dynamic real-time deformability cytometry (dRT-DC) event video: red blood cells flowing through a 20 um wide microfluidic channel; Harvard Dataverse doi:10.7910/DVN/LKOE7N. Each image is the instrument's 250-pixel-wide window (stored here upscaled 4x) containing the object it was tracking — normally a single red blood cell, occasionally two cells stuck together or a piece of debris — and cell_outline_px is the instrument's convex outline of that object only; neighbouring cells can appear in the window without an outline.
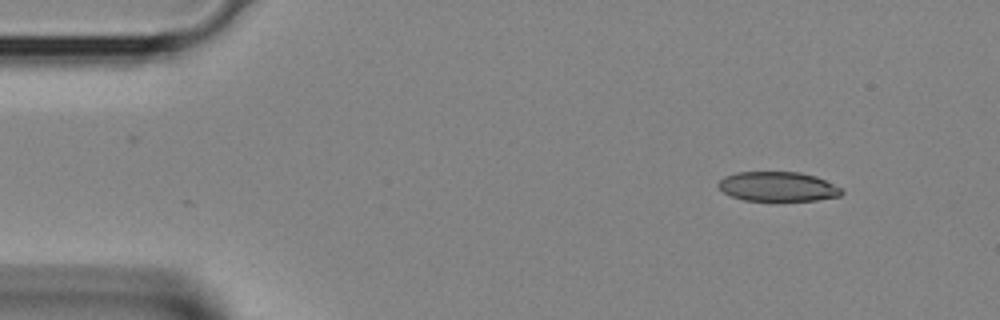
{"species": "Egyptian fruit bat (a non-hibernating species)", "species_latin": "Rousettus aegyptiacus", "temperature_condition": "room temperature", "stored_images_in_passage": 34, "camera_frame_rate_fps": 3000, "um_per_image_px": 0.085, "animal": {"sex": "female"}, "frame": {"image": 1, "passage_image": 1, "time_ms": 0.0, "image_size_px": [1000, 320], "cell_outline_px": [[844, 192], [840, 196], [816, 200], [744, 200], [732, 196], [724, 192], [716, 184], [724, 176], [736, 172], [800, 172], [816, 176], [844, 188]], "centroid_in_image_um": [66.15, 15.85], "position_along_channel_um": 18.9, "area_um2": 21.27}}
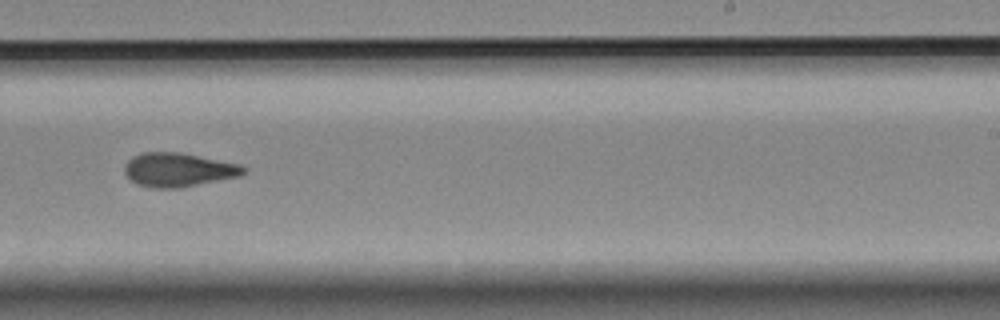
{"frame": {"image": 2, "passage_image": 20, "time_ms": 6.333, "image_size_px": [1000, 320], "cell_outline_px": [[248, 168], [240, 176], [176, 188], [156, 188], [136, 184], [124, 172], [124, 164], [132, 156], [140, 152], [180, 152], [240, 164]], "centroid_in_image_um": [15.14, 14.41], "position_along_channel_um": 273.9, "area_um2": 23.41}}
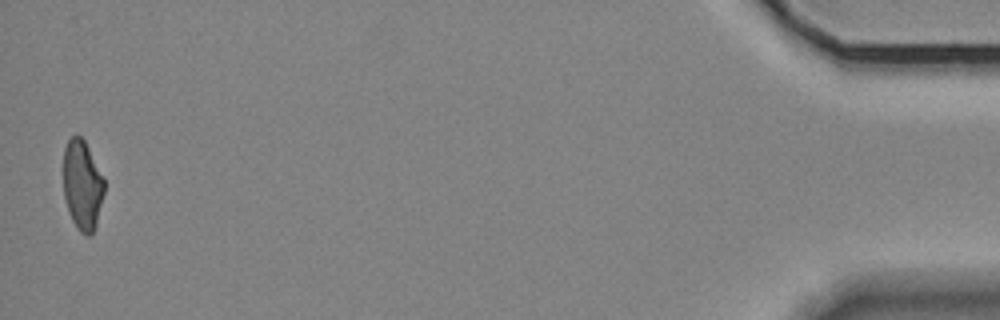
{"frame": {"image": 3, "passage_image": 34, "time_ms": 11.0, "image_size_px": [1000, 320], "cell_outline_px": [[104, 192], [96, 228], [88, 236], [80, 232], [72, 220], [64, 196], [64, 148], [68, 140], [76, 132], [84, 140], [104, 180]], "centroid_in_image_um": [7.0, 15.73], "position_along_channel_um": 428.2, "area_um2": 21.15}}